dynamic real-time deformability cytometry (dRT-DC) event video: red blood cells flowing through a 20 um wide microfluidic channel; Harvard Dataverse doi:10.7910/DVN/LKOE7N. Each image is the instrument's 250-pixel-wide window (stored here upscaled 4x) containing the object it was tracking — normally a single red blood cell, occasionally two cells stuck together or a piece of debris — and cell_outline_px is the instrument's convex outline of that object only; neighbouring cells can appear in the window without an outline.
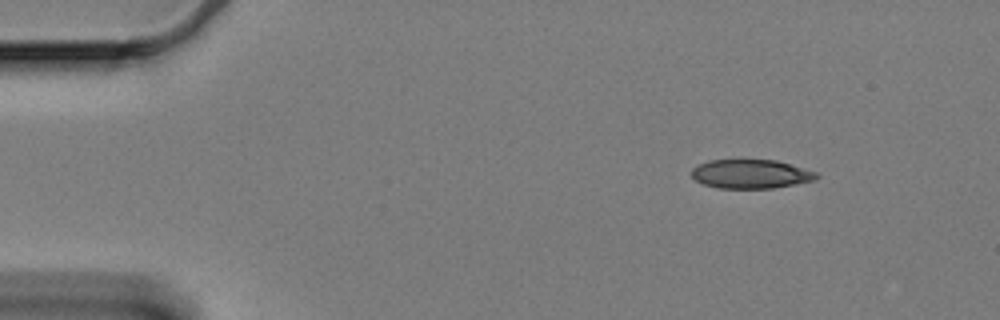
{"species": "Egyptian fruit bat (a non-hibernating species)", "species_latin": "Rousettus aegyptiacus", "temperature_condition": "cold", "stored_images_in_passage": 53, "camera_frame_rate_fps": 3000, "um_per_image_px": 0.085, "animal": {"sex": "female"}, "frame": {"image": 1, "passage_image": 1, "time_ms": 0.0, "image_size_px": [1000, 320], "cell_outline_px": [[820, 176], [816, 180], [772, 188], [716, 188], [704, 184], [696, 180], [692, 176], [692, 168], [708, 160], [776, 160], [816, 172]], "centroid_in_image_um": [63.82, 14.79], "position_along_channel_um": 21.2, "area_um2": 20.92}}
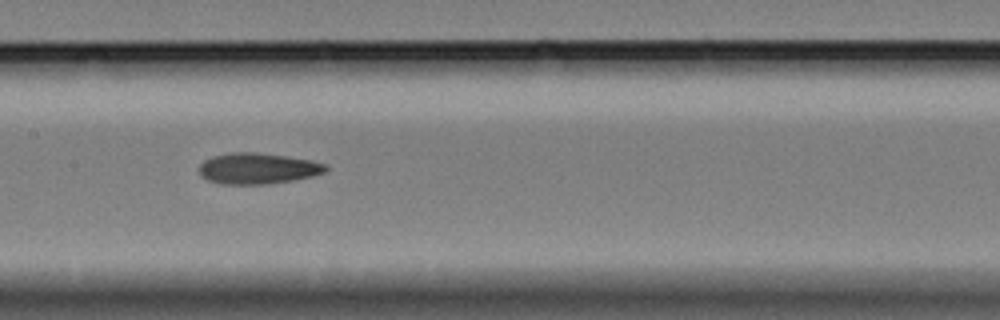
{"frame": {"image": 2, "passage_image": 23, "time_ms": 7.333, "image_size_px": [1000, 320], "cell_outline_px": [[328, 168], [324, 172], [312, 176], [292, 180], [268, 184], [220, 184], [208, 180], [200, 176], [200, 164], [204, 160], [212, 156], [232, 152], [256, 152], [312, 160], [328, 164]], "centroid_in_image_um": [21.9, 14.32], "position_along_channel_um": 185.5, "area_um2": 22.89}}
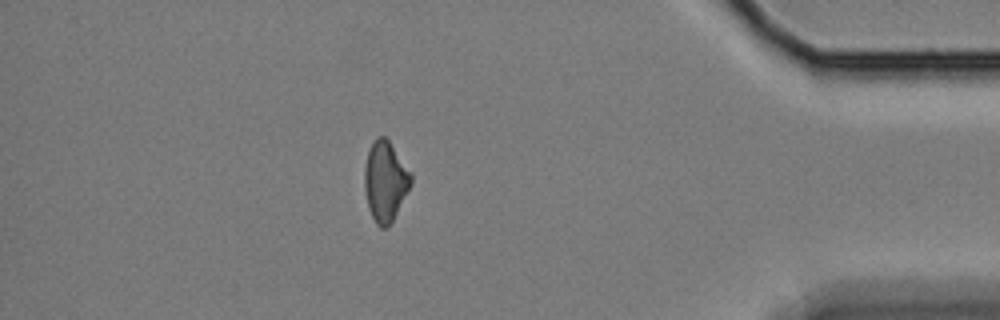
{"frame": {"image": 3, "passage_image": 46, "time_ms": 15.0, "image_size_px": [1000, 320], "cell_outline_px": [[412, 184], [392, 220], [384, 228], [380, 228], [376, 224], [368, 208], [364, 188], [364, 168], [368, 152], [376, 136], [384, 136], [388, 140], [412, 172]], "centroid_in_image_um": [32.75, 15.39], "position_along_channel_um": 402.5, "area_um2": 21.62}, "authors_computed_cell_mechanics": {"area_um2": 22.5998, "velocity_mm_per_s": 3.3301, "shape_relaxation_time_tau1_ms": 9.0214, "shape_relaxation_time_tau2_ms": 4.0198, "deformation_change_tau1": 0.1579, "deformation_change_tau2": 0.1176}}